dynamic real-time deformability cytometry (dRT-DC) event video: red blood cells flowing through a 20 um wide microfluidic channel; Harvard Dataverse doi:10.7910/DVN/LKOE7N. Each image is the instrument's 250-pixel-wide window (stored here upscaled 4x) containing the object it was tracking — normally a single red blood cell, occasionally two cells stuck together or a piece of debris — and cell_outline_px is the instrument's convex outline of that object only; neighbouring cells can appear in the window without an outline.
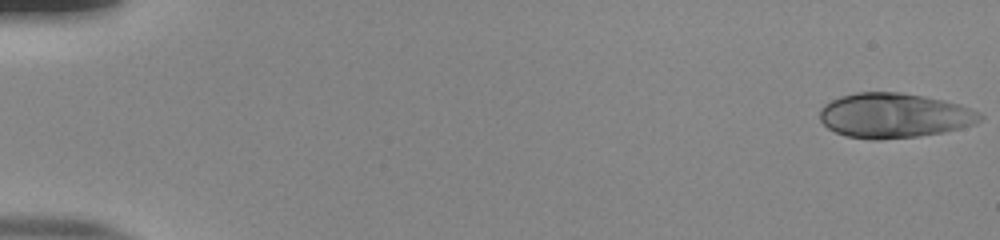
{"species": "human", "species_latin": "Homo sapiens", "temperature_condition": "room temperature", "stored_images_in_passage": 53, "camera_frame_rate_fps": 3000, "um_per_image_px": 0.085, "donor": {"sex": "male"}, "frame": {"image": 1, "passage_image": 1, "time_ms": 0.0, "image_size_px": [1000, 240], "cell_outline_px": [[984, 116], [976, 124], [944, 132], [916, 136], [880, 140], [872, 140], [848, 136], [836, 132], [828, 128], [820, 120], [820, 108], [824, 104], [840, 96], [856, 92], [900, 92], [924, 96], [944, 100], [980, 112]], "centroid_in_image_um": [75.99, 9.82], "position_along_channel_um": 9.0, "area_um2": 41.79}}
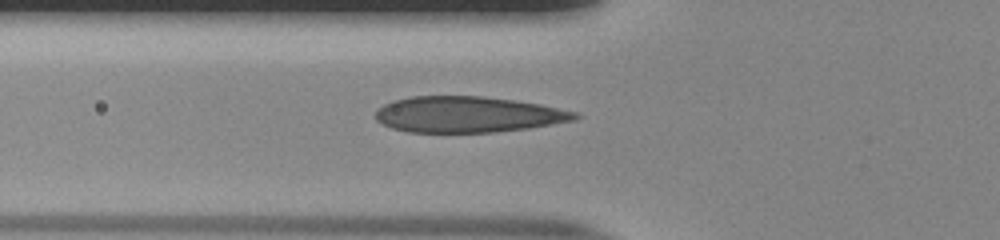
{"frame": {"image": 2, "passage_image": 20, "time_ms": 6.333, "image_size_px": [1000, 240], "cell_outline_px": [[584, 116], [576, 120], [528, 128], [496, 132], [408, 132], [392, 128], [376, 120], [376, 108], [392, 100], [412, 96], [484, 96], [516, 100], [540, 104], [576, 112]], "centroid_in_image_um": [39.78, 9.72], "position_along_channel_um": 86.0, "area_um2": 42.02}}
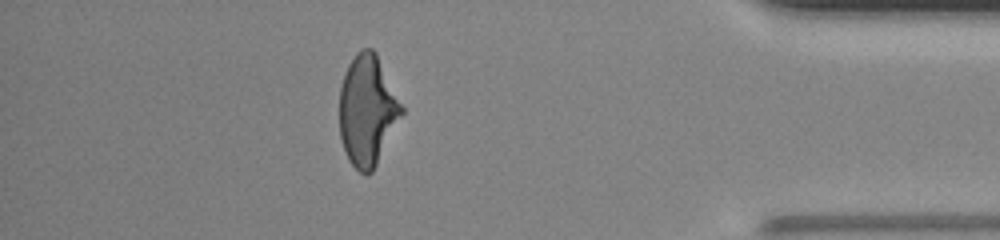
{"frame": {"image": 3, "passage_image": 47, "time_ms": 15.333, "image_size_px": [1000, 240], "cell_outline_px": [[404, 112], [372, 172], [368, 176], [364, 176], [348, 160], [340, 136], [340, 88], [344, 72], [348, 64], [356, 52], [360, 48], [372, 48], [376, 52], [404, 108]], "centroid_in_image_um": [31.22, 9.37], "position_along_channel_um": 404.0, "area_um2": 40.06}, "authors_computed_cell_mechanics": {"area_um2": 40.8068, "velocity_mm_per_s": 3.9128, "shape_relaxation_time_tau1_ms": 4.6244, "shape_relaxation_time_tau2_ms": null, "deformation_change_tau1": 0.2056, "deformation_change_tau2": null}}